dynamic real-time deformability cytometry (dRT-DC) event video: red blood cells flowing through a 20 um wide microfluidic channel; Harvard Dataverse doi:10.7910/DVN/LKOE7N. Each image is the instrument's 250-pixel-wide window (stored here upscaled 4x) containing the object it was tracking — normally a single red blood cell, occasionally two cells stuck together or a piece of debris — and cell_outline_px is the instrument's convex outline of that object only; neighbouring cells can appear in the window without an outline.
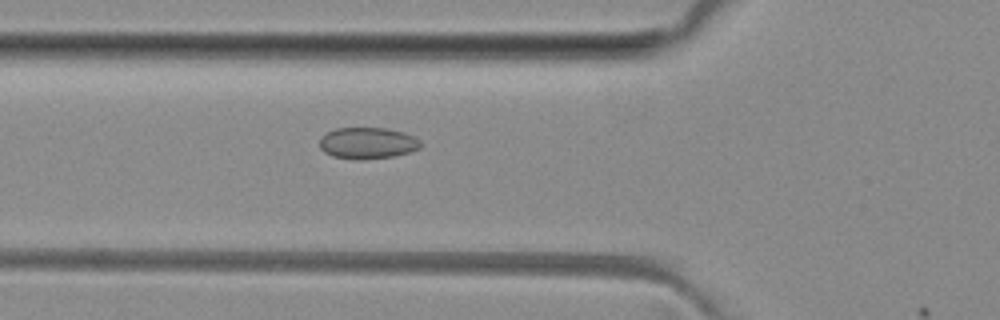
{"species": "common noctule bat (a hibernating species)", "species_latin": "Nyctalus noctula", "temperature_condition": "room temperature", "stored_images_in_passage": 13, "camera_frame_rate_fps": 3000, "um_per_image_px": 0.085, "animal": {"sex": "female", "body_mass_g": 29.2, "forearm_length_mm": 56.3}, "frame": {"image": 1, "passage_image": 12, "time_ms": 3.667, "image_size_px": [1000, 320], "cell_outline_px": [[420, 148], [412, 152], [392, 156], [360, 160], [332, 156], [324, 152], [320, 148], [320, 140], [328, 132], [336, 128], [384, 128], [404, 132], [420, 140]], "centroid_in_image_um": [31.25, 12.17], "position_along_channel_um": 94.5, "area_um2": 18.38}}